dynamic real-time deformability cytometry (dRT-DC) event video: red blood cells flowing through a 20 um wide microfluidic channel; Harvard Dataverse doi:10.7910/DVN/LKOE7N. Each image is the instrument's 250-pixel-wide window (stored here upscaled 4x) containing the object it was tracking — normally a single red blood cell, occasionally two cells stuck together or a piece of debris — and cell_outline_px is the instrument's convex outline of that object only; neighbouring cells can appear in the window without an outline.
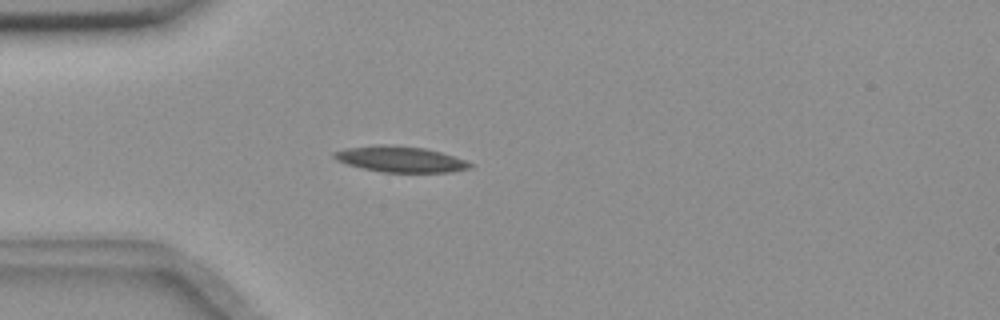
{"species": "common noctule bat (a hibernating species)", "species_latin": "Nyctalus noctula", "temperature_condition": "room temperature", "stored_images_in_passage": 37, "camera_frame_rate_fps": 3000, "um_per_image_px": 0.085, "animal": {"sex": "female", "body_mass_g": 18.4}, "frame": {"image": 1, "passage_image": 9, "time_ms": 2.667, "image_size_px": [1000, 320], "cell_outline_px": [[476, 164], [472, 168], [448, 172], [380, 172], [348, 164], [336, 160], [332, 156], [332, 152], [344, 148], [380, 144], [424, 148], [440, 152]], "centroid_in_image_um": [34.01, 13.53], "position_along_channel_um": 51.0, "area_um2": 20.4}}
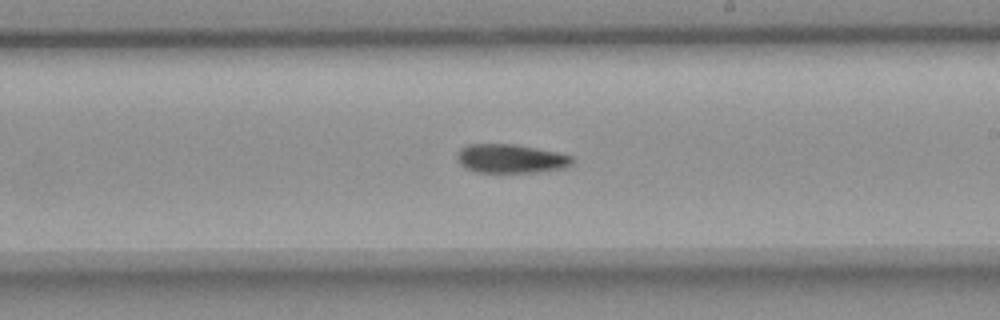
{"frame": {"image": 2, "passage_image": 26, "time_ms": 8.333, "image_size_px": [1000, 320], "cell_outline_px": [[572, 164], [564, 168], [536, 172], [476, 172], [464, 168], [456, 160], [456, 152], [460, 148], [468, 144], [512, 144], [556, 152], [572, 156]], "centroid_in_image_um": [43.34, 13.48], "position_along_channel_um": 245.7, "area_um2": 19.36}}
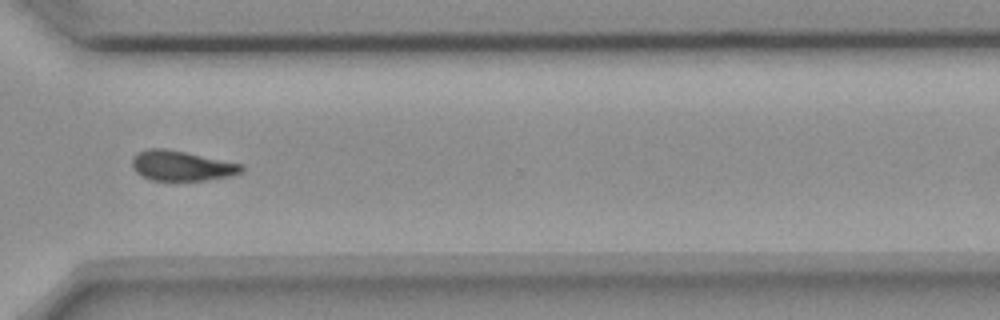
{"frame": {"image": 3, "passage_image": 35, "time_ms": 11.333, "image_size_px": [1000, 320], "cell_outline_px": [[244, 168], [240, 172], [228, 176], [204, 180], [152, 180], [136, 172], [132, 168], [132, 156], [148, 148], [168, 148], [244, 164]], "centroid_in_image_um": [15.42, 14.07], "position_along_channel_um": 355.2, "area_um2": 19.13}}